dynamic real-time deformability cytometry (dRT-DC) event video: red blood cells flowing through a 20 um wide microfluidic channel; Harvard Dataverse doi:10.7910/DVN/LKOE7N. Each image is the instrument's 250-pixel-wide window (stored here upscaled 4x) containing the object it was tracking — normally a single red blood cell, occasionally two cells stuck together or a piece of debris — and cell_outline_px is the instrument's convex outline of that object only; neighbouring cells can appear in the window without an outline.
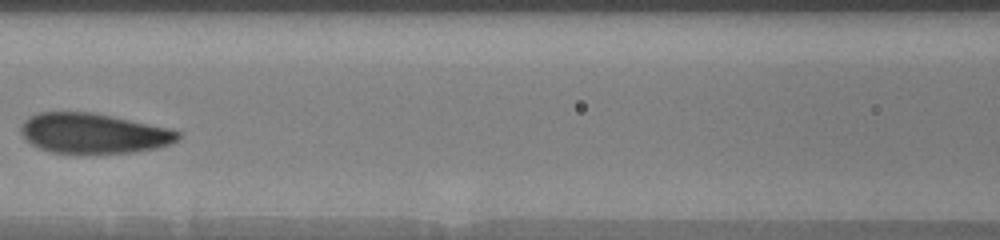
{"species": "human", "species_latin": "Homo sapiens", "temperature_condition": "warm", "stored_images_in_passage": 18, "camera_frame_rate_fps": 3000, "um_per_image_px": 0.085, "donor": {"sex": "male"}, "frame": {"image": 1, "passage_image": 6, "time_ms": 5.333, "image_size_px": [1000, 240], "cell_outline_px": [[180, 136], [176, 140], [168, 144], [156, 148], [132, 152], [52, 152], [40, 148], [24, 140], [20, 132], [20, 128], [24, 120], [28, 116], [40, 112], [92, 112], [172, 128], [180, 132]], "centroid_in_image_um": [7.92, 11.31], "position_along_channel_um": 158.7, "area_um2": 36.47}}
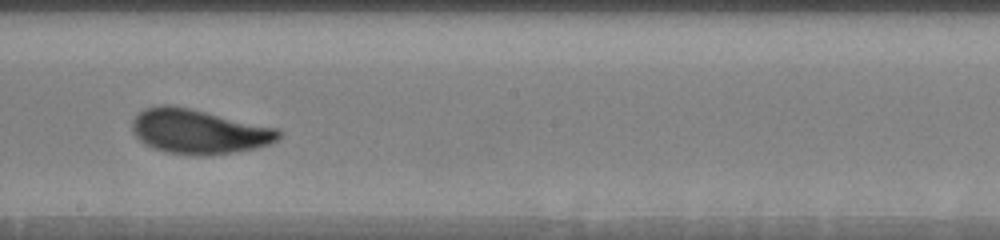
{"frame": {"image": 2, "passage_image": 8, "time_ms": 7.333, "image_size_px": [1000, 240], "cell_outline_px": [[284, 132], [272, 144], [256, 148], [208, 156], [196, 156], [164, 152], [152, 148], [144, 144], [132, 132], [132, 120], [144, 108], [160, 104], [168, 104], [188, 108], [280, 128]], "centroid_in_image_um": [16.91, 11.19], "position_along_channel_um": 231.3, "area_um2": 38.44}}
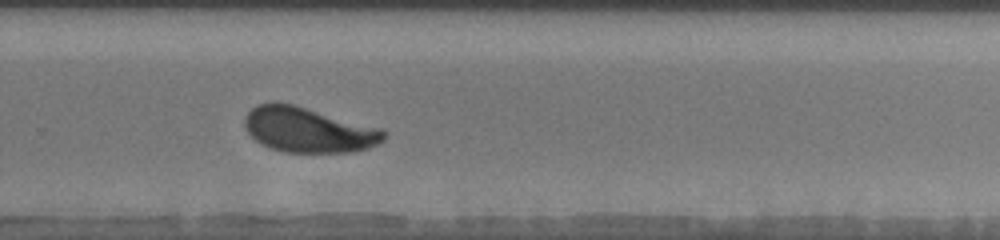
{"frame": {"image": 3, "passage_image": 11, "time_ms": 9.333, "image_size_px": [1000, 240], "cell_outline_px": [[388, 132], [384, 140], [368, 148], [352, 152], [284, 152], [260, 144], [248, 132], [244, 124], [244, 120], [248, 112], [256, 104], [272, 100], [292, 104], [384, 128]], "centroid_in_image_um": [26.23, 11.02], "position_along_channel_um": 303.6, "area_um2": 36.93}, "authors_computed_cell_mechanics": {"area_um2": 36.0383, "velocity_mm_per_s": 3.6376, "shape_relaxation_time_tau1_ms": 2.1721, "shape_relaxation_time_tau2_ms": null, "deformation_change_tau1": 0.1129, "deformation_change_tau2": null}}